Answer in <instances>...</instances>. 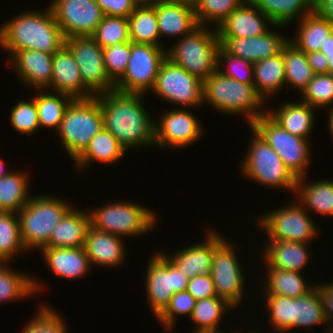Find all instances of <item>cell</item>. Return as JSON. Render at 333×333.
I'll return each mask as SVG.
<instances>
[{
  "label": "cell",
  "mask_w": 333,
  "mask_h": 333,
  "mask_svg": "<svg viewBox=\"0 0 333 333\" xmlns=\"http://www.w3.org/2000/svg\"><path fill=\"white\" fill-rule=\"evenodd\" d=\"M144 94L110 91L95 96L103 115V126L126 150L155 146L152 115L141 102Z\"/></svg>",
  "instance_id": "cell-1"
},
{
  "label": "cell",
  "mask_w": 333,
  "mask_h": 333,
  "mask_svg": "<svg viewBox=\"0 0 333 333\" xmlns=\"http://www.w3.org/2000/svg\"><path fill=\"white\" fill-rule=\"evenodd\" d=\"M43 12L25 11L0 27V46L11 55L16 51L33 49L48 54L56 53L65 37L56 23L50 7Z\"/></svg>",
  "instance_id": "cell-2"
},
{
  "label": "cell",
  "mask_w": 333,
  "mask_h": 333,
  "mask_svg": "<svg viewBox=\"0 0 333 333\" xmlns=\"http://www.w3.org/2000/svg\"><path fill=\"white\" fill-rule=\"evenodd\" d=\"M264 101L266 100L254 85L228 78L218 70L203 81L204 104L209 103L211 107L225 114L245 115L249 126L260 116L267 114L268 109H262Z\"/></svg>",
  "instance_id": "cell-3"
},
{
  "label": "cell",
  "mask_w": 333,
  "mask_h": 333,
  "mask_svg": "<svg viewBox=\"0 0 333 333\" xmlns=\"http://www.w3.org/2000/svg\"><path fill=\"white\" fill-rule=\"evenodd\" d=\"M211 28L199 25L169 49L166 47L167 58L202 81L217 70L220 42L217 28Z\"/></svg>",
  "instance_id": "cell-4"
},
{
  "label": "cell",
  "mask_w": 333,
  "mask_h": 333,
  "mask_svg": "<svg viewBox=\"0 0 333 333\" xmlns=\"http://www.w3.org/2000/svg\"><path fill=\"white\" fill-rule=\"evenodd\" d=\"M72 207L69 202L51 195L32 196L17 213L20 222V236L27 252L31 249L48 247L53 229L64 214Z\"/></svg>",
  "instance_id": "cell-5"
},
{
  "label": "cell",
  "mask_w": 333,
  "mask_h": 333,
  "mask_svg": "<svg viewBox=\"0 0 333 333\" xmlns=\"http://www.w3.org/2000/svg\"><path fill=\"white\" fill-rule=\"evenodd\" d=\"M103 125V115L96 97L73 99L64 112L57 134L74 161Z\"/></svg>",
  "instance_id": "cell-6"
},
{
  "label": "cell",
  "mask_w": 333,
  "mask_h": 333,
  "mask_svg": "<svg viewBox=\"0 0 333 333\" xmlns=\"http://www.w3.org/2000/svg\"><path fill=\"white\" fill-rule=\"evenodd\" d=\"M249 149L241 162V173L260 185L284 189L295 195L297 178L278 153L254 130Z\"/></svg>",
  "instance_id": "cell-7"
},
{
  "label": "cell",
  "mask_w": 333,
  "mask_h": 333,
  "mask_svg": "<svg viewBox=\"0 0 333 333\" xmlns=\"http://www.w3.org/2000/svg\"><path fill=\"white\" fill-rule=\"evenodd\" d=\"M93 208L88 211L92 227L123 239L143 235L155 228L158 219L154 210L131 201H115Z\"/></svg>",
  "instance_id": "cell-8"
},
{
  "label": "cell",
  "mask_w": 333,
  "mask_h": 333,
  "mask_svg": "<svg viewBox=\"0 0 333 333\" xmlns=\"http://www.w3.org/2000/svg\"><path fill=\"white\" fill-rule=\"evenodd\" d=\"M287 206L272 210L259 216L260 229L265 230L268 240L302 242L308 244L318 238L320 228L315 224L309 212L294 199ZM296 202V203H295Z\"/></svg>",
  "instance_id": "cell-9"
},
{
  "label": "cell",
  "mask_w": 333,
  "mask_h": 333,
  "mask_svg": "<svg viewBox=\"0 0 333 333\" xmlns=\"http://www.w3.org/2000/svg\"><path fill=\"white\" fill-rule=\"evenodd\" d=\"M249 127L278 153L285 166L297 179L307 176L306 170L311 159L309 140L289 133L268 114L260 116Z\"/></svg>",
  "instance_id": "cell-10"
},
{
  "label": "cell",
  "mask_w": 333,
  "mask_h": 333,
  "mask_svg": "<svg viewBox=\"0 0 333 333\" xmlns=\"http://www.w3.org/2000/svg\"><path fill=\"white\" fill-rule=\"evenodd\" d=\"M166 57L167 50L164 47L131 42L128 66L124 75L115 83V90L144 95L150 92Z\"/></svg>",
  "instance_id": "cell-11"
},
{
  "label": "cell",
  "mask_w": 333,
  "mask_h": 333,
  "mask_svg": "<svg viewBox=\"0 0 333 333\" xmlns=\"http://www.w3.org/2000/svg\"><path fill=\"white\" fill-rule=\"evenodd\" d=\"M163 101L182 107L203 106V81L191 75L169 58L162 62L151 90ZM184 105V106H183Z\"/></svg>",
  "instance_id": "cell-12"
},
{
  "label": "cell",
  "mask_w": 333,
  "mask_h": 333,
  "mask_svg": "<svg viewBox=\"0 0 333 333\" xmlns=\"http://www.w3.org/2000/svg\"><path fill=\"white\" fill-rule=\"evenodd\" d=\"M145 275L147 302L157 318L175 293L186 290L189 278L159 252L150 257Z\"/></svg>",
  "instance_id": "cell-13"
},
{
  "label": "cell",
  "mask_w": 333,
  "mask_h": 333,
  "mask_svg": "<svg viewBox=\"0 0 333 333\" xmlns=\"http://www.w3.org/2000/svg\"><path fill=\"white\" fill-rule=\"evenodd\" d=\"M65 45L77 62L84 86L94 96L115 90L105 68L103 48L91 36L65 38Z\"/></svg>",
  "instance_id": "cell-14"
},
{
  "label": "cell",
  "mask_w": 333,
  "mask_h": 333,
  "mask_svg": "<svg viewBox=\"0 0 333 333\" xmlns=\"http://www.w3.org/2000/svg\"><path fill=\"white\" fill-rule=\"evenodd\" d=\"M223 240L215 249L212 258L211 279L215 285L218 297L237 307L246 294L244 287L245 275L243 267L231 243Z\"/></svg>",
  "instance_id": "cell-15"
},
{
  "label": "cell",
  "mask_w": 333,
  "mask_h": 333,
  "mask_svg": "<svg viewBox=\"0 0 333 333\" xmlns=\"http://www.w3.org/2000/svg\"><path fill=\"white\" fill-rule=\"evenodd\" d=\"M48 6L65 38L92 36L104 17L96 0H52Z\"/></svg>",
  "instance_id": "cell-16"
},
{
  "label": "cell",
  "mask_w": 333,
  "mask_h": 333,
  "mask_svg": "<svg viewBox=\"0 0 333 333\" xmlns=\"http://www.w3.org/2000/svg\"><path fill=\"white\" fill-rule=\"evenodd\" d=\"M189 109L173 108L164 111L154 122L155 147H188L201 138L204 131L201 122ZM158 121V122H157ZM159 145V146H158Z\"/></svg>",
  "instance_id": "cell-17"
},
{
  "label": "cell",
  "mask_w": 333,
  "mask_h": 333,
  "mask_svg": "<svg viewBox=\"0 0 333 333\" xmlns=\"http://www.w3.org/2000/svg\"><path fill=\"white\" fill-rule=\"evenodd\" d=\"M206 236L202 243H193L188 247L185 246V248L179 249L176 253L172 252V255H165V257L189 279L195 276H211L214 249L226 239L212 229H209Z\"/></svg>",
  "instance_id": "cell-18"
},
{
  "label": "cell",
  "mask_w": 333,
  "mask_h": 333,
  "mask_svg": "<svg viewBox=\"0 0 333 333\" xmlns=\"http://www.w3.org/2000/svg\"><path fill=\"white\" fill-rule=\"evenodd\" d=\"M289 39L272 28L262 35L249 38H219L220 46L232 56L254 64L280 53Z\"/></svg>",
  "instance_id": "cell-19"
},
{
  "label": "cell",
  "mask_w": 333,
  "mask_h": 333,
  "mask_svg": "<svg viewBox=\"0 0 333 333\" xmlns=\"http://www.w3.org/2000/svg\"><path fill=\"white\" fill-rule=\"evenodd\" d=\"M274 25L250 0L236 8L218 27V38H249L262 35Z\"/></svg>",
  "instance_id": "cell-20"
},
{
  "label": "cell",
  "mask_w": 333,
  "mask_h": 333,
  "mask_svg": "<svg viewBox=\"0 0 333 333\" xmlns=\"http://www.w3.org/2000/svg\"><path fill=\"white\" fill-rule=\"evenodd\" d=\"M8 58L7 64L11 61L17 77L23 83L35 90L47 89L51 92L53 54L24 49L14 52Z\"/></svg>",
  "instance_id": "cell-21"
},
{
  "label": "cell",
  "mask_w": 333,
  "mask_h": 333,
  "mask_svg": "<svg viewBox=\"0 0 333 333\" xmlns=\"http://www.w3.org/2000/svg\"><path fill=\"white\" fill-rule=\"evenodd\" d=\"M51 79V92L63 93L73 99H88L95 97L82 81L77 62L64 44L56 53L53 54Z\"/></svg>",
  "instance_id": "cell-22"
},
{
  "label": "cell",
  "mask_w": 333,
  "mask_h": 333,
  "mask_svg": "<svg viewBox=\"0 0 333 333\" xmlns=\"http://www.w3.org/2000/svg\"><path fill=\"white\" fill-rule=\"evenodd\" d=\"M158 30L162 36L184 37L199 26L192 3L159 0L155 3Z\"/></svg>",
  "instance_id": "cell-23"
},
{
  "label": "cell",
  "mask_w": 333,
  "mask_h": 333,
  "mask_svg": "<svg viewBox=\"0 0 333 333\" xmlns=\"http://www.w3.org/2000/svg\"><path fill=\"white\" fill-rule=\"evenodd\" d=\"M125 244L121 237L92 227L84 241V249L91 266L112 268L124 264L127 251Z\"/></svg>",
  "instance_id": "cell-24"
},
{
  "label": "cell",
  "mask_w": 333,
  "mask_h": 333,
  "mask_svg": "<svg viewBox=\"0 0 333 333\" xmlns=\"http://www.w3.org/2000/svg\"><path fill=\"white\" fill-rule=\"evenodd\" d=\"M262 261L268 268L302 272L310 258L309 245L302 242L268 240ZM265 252V253H264Z\"/></svg>",
  "instance_id": "cell-25"
},
{
  "label": "cell",
  "mask_w": 333,
  "mask_h": 333,
  "mask_svg": "<svg viewBox=\"0 0 333 333\" xmlns=\"http://www.w3.org/2000/svg\"><path fill=\"white\" fill-rule=\"evenodd\" d=\"M92 228L91 216L71 207L53 229L48 247L76 248L84 247V241Z\"/></svg>",
  "instance_id": "cell-26"
},
{
  "label": "cell",
  "mask_w": 333,
  "mask_h": 333,
  "mask_svg": "<svg viewBox=\"0 0 333 333\" xmlns=\"http://www.w3.org/2000/svg\"><path fill=\"white\" fill-rule=\"evenodd\" d=\"M45 263L55 275L65 279H80L92 268L84 247L41 249Z\"/></svg>",
  "instance_id": "cell-27"
},
{
  "label": "cell",
  "mask_w": 333,
  "mask_h": 333,
  "mask_svg": "<svg viewBox=\"0 0 333 333\" xmlns=\"http://www.w3.org/2000/svg\"><path fill=\"white\" fill-rule=\"evenodd\" d=\"M313 107L301 101L284 102L278 109L268 110L267 114L289 133L309 140L316 120Z\"/></svg>",
  "instance_id": "cell-28"
},
{
  "label": "cell",
  "mask_w": 333,
  "mask_h": 333,
  "mask_svg": "<svg viewBox=\"0 0 333 333\" xmlns=\"http://www.w3.org/2000/svg\"><path fill=\"white\" fill-rule=\"evenodd\" d=\"M306 176L297 179L296 201H298L306 211H313L321 215L333 218V181L316 180L305 181ZM308 207V208H307ZM309 209V210H308Z\"/></svg>",
  "instance_id": "cell-29"
},
{
  "label": "cell",
  "mask_w": 333,
  "mask_h": 333,
  "mask_svg": "<svg viewBox=\"0 0 333 333\" xmlns=\"http://www.w3.org/2000/svg\"><path fill=\"white\" fill-rule=\"evenodd\" d=\"M126 152L115 136L103 127L74 160V165L78 166V171H81L93 161L112 164L120 160Z\"/></svg>",
  "instance_id": "cell-30"
},
{
  "label": "cell",
  "mask_w": 333,
  "mask_h": 333,
  "mask_svg": "<svg viewBox=\"0 0 333 333\" xmlns=\"http://www.w3.org/2000/svg\"><path fill=\"white\" fill-rule=\"evenodd\" d=\"M295 22H298L296 36L288 39L304 53L320 51L321 45H324L327 37L333 33V24L315 11Z\"/></svg>",
  "instance_id": "cell-31"
},
{
  "label": "cell",
  "mask_w": 333,
  "mask_h": 333,
  "mask_svg": "<svg viewBox=\"0 0 333 333\" xmlns=\"http://www.w3.org/2000/svg\"><path fill=\"white\" fill-rule=\"evenodd\" d=\"M253 72L254 86L264 100L277 94L285 86L283 49L274 56L254 63Z\"/></svg>",
  "instance_id": "cell-32"
},
{
  "label": "cell",
  "mask_w": 333,
  "mask_h": 333,
  "mask_svg": "<svg viewBox=\"0 0 333 333\" xmlns=\"http://www.w3.org/2000/svg\"><path fill=\"white\" fill-rule=\"evenodd\" d=\"M274 25L287 26L314 11V0H250Z\"/></svg>",
  "instance_id": "cell-33"
},
{
  "label": "cell",
  "mask_w": 333,
  "mask_h": 333,
  "mask_svg": "<svg viewBox=\"0 0 333 333\" xmlns=\"http://www.w3.org/2000/svg\"><path fill=\"white\" fill-rule=\"evenodd\" d=\"M266 270L268 276L264 282L266 285L263 284L264 295H283L296 299L306 295L315 287L314 283L309 282L313 284L310 285L306 281L303 273L267 267Z\"/></svg>",
  "instance_id": "cell-34"
},
{
  "label": "cell",
  "mask_w": 333,
  "mask_h": 333,
  "mask_svg": "<svg viewBox=\"0 0 333 333\" xmlns=\"http://www.w3.org/2000/svg\"><path fill=\"white\" fill-rule=\"evenodd\" d=\"M234 308L226 300L216 296L198 300L189 317L195 329L192 333H219V323L222 322L226 310Z\"/></svg>",
  "instance_id": "cell-35"
},
{
  "label": "cell",
  "mask_w": 333,
  "mask_h": 333,
  "mask_svg": "<svg viewBox=\"0 0 333 333\" xmlns=\"http://www.w3.org/2000/svg\"><path fill=\"white\" fill-rule=\"evenodd\" d=\"M40 285L41 282L37 278L14 271L8 263H0V303L29 298L30 295L32 297L36 292H42L44 288Z\"/></svg>",
  "instance_id": "cell-36"
},
{
  "label": "cell",
  "mask_w": 333,
  "mask_h": 333,
  "mask_svg": "<svg viewBox=\"0 0 333 333\" xmlns=\"http://www.w3.org/2000/svg\"><path fill=\"white\" fill-rule=\"evenodd\" d=\"M29 174L10 171L0 178V211L18 213L29 201Z\"/></svg>",
  "instance_id": "cell-37"
},
{
  "label": "cell",
  "mask_w": 333,
  "mask_h": 333,
  "mask_svg": "<svg viewBox=\"0 0 333 333\" xmlns=\"http://www.w3.org/2000/svg\"><path fill=\"white\" fill-rule=\"evenodd\" d=\"M324 323L330 333V327L324 315L323 304L319 290L315 286L306 295L299 298H292V329L301 327L308 329L315 325Z\"/></svg>",
  "instance_id": "cell-38"
},
{
  "label": "cell",
  "mask_w": 333,
  "mask_h": 333,
  "mask_svg": "<svg viewBox=\"0 0 333 333\" xmlns=\"http://www.w3.org/2000/svg\"><path fill=\"white\" fill-rule=\"evenodd\" d=\"M128 21L131 42L163 46L160 42L155 4L150 7H135Z\"/></svg>",
  "instance_id": "cell-39"
},
{
  "label": "cell",
  "mask_w": 333,
  "mask_h": 333,
  "mask_svg": "<svg viewBox=\"0 0 333 333\" xmlns=\"http://www.w3.org/2000/svg\"><path fill=\"white\" fill-rule=\"evenodd\" d=\"M35 103L38 111L40 127L52 128L57 131L63 119L64 112L73 98L63 93H50L47 89H37ZM49 92V93H47ZM40 93V94H39ZM54 128V129H53Z\"/></svg>",
  "instance_id": "cell-40"
},
{
  "label": "cell",
  "mask_w": 333,
  "mask_h": 333,
  "mask_svg": "<svg viewBox=\"0 0 333 333\" xmlns=\"http://www.w3.org/2000/svg\"><path fill=\"white\" fill-rule=\"evenodd\" d=\"M283 59L285 63V84H290L300 93L312 81L315 73L309 65L306 53L297 49L292 43L283 47Z\"/></svg>",
  "instance_id": "cell-41"
},
{
  "label": "cell",
  "mask_w": 333,
  "mask_h": 333,
  "mask_svg": "<svg viewBox=\"0 0 333 333\" xmlns=\"http://www.w3.org/2000/svg\"><path fill=\"white\" fill-rule=\"evenodd\" d=\"M0 211V263L12 261L14 256L27 252L20 236L18 214Z\"/></svg>",
  "instance_id": "cell-42"
},
{
  "label": "cell",
  "mask_w": 333,
  "mask_h": 333,
  "mask_svg": "<svg viewBox=\"0 0 333 333\" xmlns=\"http://www.w3.org/2000/svg\"><path fill=\"white\" fill-rule=\"evenodd\" d=\"M246 0H196L193 4L199 25L215 24L216 28Z\"/></svg>",
  "instance_id": "cell-43"
},
{
  "label": "cell",
  "mask_w": 333,
  "mask_h": 333,
  "mask_svg": "<svg viewBox=\"0 0 333 333\" xmlns=\"http://www.w3.org/2000/svg\"><path fill=\"white\" fill-rule=\"evenodd\" d=\"M91 37L102 48L119 42H130L128 18L104 15Z\"/></svg>",
  "instance_id": "cell-44"
},
{
  "label": "cell",
  "mask_w": 333,
  "mask_h": 333,
  "mask_svg": "<svg viewBox=\"0 0 333 333\" xmlns=\"http://www.w3.org/2000/svg\"><path fill=\"white\" fill-rule=\"evenodd\" d=\"M303 102L314 109L333 107V77L330 73L315 74L301 93Z\"/></svg>",
  "instance_id": "cell-45"
},
{
  "label": "cell",
  "mask_w": 333,
  "mask_h": 333,
  "mask_svg": "<svg viewBox=\"0 0 333 333\" xmlns=\"http://www.w3.org/2000/svg\"><path fill=\"white\" fill-rule=\"evenodd\" d=\"M270 326L279 332L292 329V298L283 295H264Z\"/></svg>",
  "instance_id": "cell-46"
},
{
  "label": "cell",
  "mask_w": 333,
  "mask_h": 333,
  "mask_svg": "<svg viewBox=\"0 0 333 333\" xmlns=\"http://www.w3.org/2000/svg\"><path fill=\"white\" fill-rule=\"evenodd\" d=\"M21 333H68L62 315L52 309L51 306L43 304L38 307V312L29 320Z\"/></svg>",
  "instance_id": "cell-47"
},
{
  "label": "cell",
  "mask_w": 333,
  "mask_h": 333,
  "mask_svg": "<svg viewBox=\"0 0 333 333\" xmlns=\"http://www.w3.org/2000/svg\"><path fill=\"white\" fill-rule=\"evenodd\" d=\"M224 64L227 67L224 69L225 71L220 68ZM217 70L228 78L248 85H254L253 64L245 59L228 54L221 46L217 53Z\"/></svg>",
  "instance_id": "cell-48"
},
{
  "label": "cell",
  "mask_w": 333,
  "mask_h": 333,
  "mask_svg": "<svg viewBox=\"0 0 333 333\" xmlns=\"http://www.w3.org/2000/svg\"><path fill=\"white\" fill-rule=\"evenodd\" d=\"M9 117L11 125L20 134L29 136L35 134L40 128L35 97L30 101H18L11 109Z\"/></svg>",
  "instance_id": "cell-49"
},
{
  "label": "cell",
  "mask_w": 333,
  "mask_h": 333,
  "mask_svg": "<svg viewBox=\"0 0 333 333\" xmlns=\"http://www.w3.org/2000/svg\"><path fill=\"white\" fill-rule=\"evenodd\" d=\"M196 300L193 296L185 291H181L175 293L171 299L167 307L164 311L156 318L158 319V323L162 325L164 330L168 332L173 331L172 328L176 323V319L178 315H188L191 316L193 308L195 307Z\"/></svg>",
  "instance_id": "cell-50"
},
{
  "label": "cell",
  "mask_w": 333,
  "mask_h": 333,
  "mask_svg": "<svg viewBox=\"0 0 333 333\" xmlns=\"http://www.w3.org/2000/svg\"><path fill=\"white\" fill-rule=\"evenodd\" d=\"M131 41L103 48L104 64L109 78L116 83L125 73L130 58Z\"/></svg>",
  "instance_id": "cell-51"
},
{
  "label": "cell",
  "mask_w": 333,
  "mask_h": 333,
  "mask_svg": "<svg viewBox=\"0 0 333 333\" xmlns=\"http://www.w3.org/2000/svg\"><path fill=\"white\" fill-rule=\"evenodd\" d=\"M186 291L189 292L196 301L218 296L211 276H195L189 279Z\"/></svg>",
  "instance_id": "cell-52"
},
{
  "label": "cell",
  "mask_w": 333,
  "mask_h": 333,
  "mask_svg": "<svg viewBox=\"0 0 333 333\" xmlns=\"http://www.w3.org/2000/svg\"><path fill=\"white\" fill-rule=\"evenodd\" d=\"M104 15L128 18L135 6L131 0H96Z\"/></svg>",
  "instance_id": "cell-53"
},
{
  "label": "cell",
  "mask_w": 333,
  "mask_h": 333,
  "mask_svg": "<svg viewBox=\"0 0 333 333\" xmlns=\"http://www.w3.org/2000/svg\"><path fill=\"white\" fill-rule=\"evenodd\" d=\"M322 284V285H321ZM315 283V286L319 290V295L322 300L324 315L329 324L330 330L333 329V282L331 283ZM330 322V323H329ZM331 324V325H330Z\"/></svg>",
  "instance_id": "cell-54"
},
{
  "label": "cell",
  "mask_w": 333,
  "mask_h": 333,
  "mask_svg": "<svg viewBox=\"0 0 333 333\" xmlns=\"http://www.w3.org/2000/svg\"><path fill=\"white\" fill-rule=\"evenodd\" d=\"M309 65L315 74L329 73L327 57L321 51L306 53Z\"/></svg>",
  "instance_id": "cell-55"
},
{
  "label": "cell",
  "mask_w": 333,
  "mask_h": 333,
  "mask_svg": "<svg viewBox=\"0 0 333 333\" xmlns=\"http://www.w3.org/2000/svg\"><path fill=\"white\" fill-rule=\"evenodd\" d=\"M314 11L333 24V0H314Z\"/></svg>",
  "instance_id": "cell-56"
},
{
  "label": "cell",
  "mask_w": 333,
  "mask_h": 333,
  "mask_svg": "<svg viewBox=\"0 0 333 333\" xmlns=\"http://www.w3.org/2000/svg\"><path fill=\"white\" fill-rule=\"evenodd\" d=\"M320 51L328 58L329 73L333 74V33L327 37L324 45H321Z\"/></svg>",
  "instance_id": "cell-57"
},
{
  "label": "cell",
  "mask_w": 333,
  "mask_h": 333,
  "mask_svg": "<svg viewBox=\"0 0 333 333\" xmlns=\"http://www.w3.org/2000/svg\"><path fill=\"white\" fill-rule=\"evenodd\" d=\"M159 0H131L135 7H150L153 6Z\"/></svg>",
  "instance_id": "cell-58"
},
{
  "label": "cell",
  "mask_w": 333,
  "mask_h": 333,
  "mask_svg": "<svg viewBox=\"0 0 333 333\" xmlns=\"http://www.w3.org/2000/svg\"><path fill=\"white\" fill-rule=\"evenodd\" d=\"M329 117H328V128L330 131V135L333 137V107L329 108ZM333 139V138H332Z\"/></svg>",
  "instance_id": "cell-59"
},
{
  "label": "cell",
  "mask_w": 333,
  "mask_h": 333,
  "mask_svg": "<svg viewBox=\"0 0 333 333\" xmlns=\"http://www.w3.org/2000/svg\"><path fill=\"white\" fill-rule=\"evenodd\" d=\"M4 164L5 163L2 161V158H1L0 159V178L9 173V171L5 170L6 168L4 167L5 166Z\"/></svg>",
  "instance_id": "cell-60"
},
{
  "label": "cell",
  "mask_w": 333,
  "mask_h": 333,
  "mask_svg": "<svg viewBox=\"0 0 333 333\" xmlns=\"http://www.w3.org/2000/svg\"><path fill=\"white\" fill-rule=\"evenodd\" d=\"M171 1H183V2H188L194 4L196 0H171Z\"/></svg>",
  "instance_id": "cell-61"
}]
</instances>
